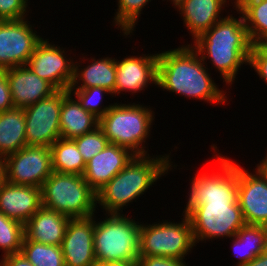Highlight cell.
I'll return each mask as SVG.
<instances>
[{
    "mask_svg": "<svg viewBox=\"0 0 267 266\" xmlns=\"http://www.w3.org/2000/svg\"><path fill=\"white\" fill-rule=\"evenodd\" d=\"M70 219L42 206L24 225V235L30 241L61 246Z\"/></svg>",
    "mask_w": 267,
    "mask_h": 266,
    "instance_id": "obj_19",
    "label": "cell"
},
{
    "mask_svg": "<svg viewBox=\"0 0 267 266\" xmlns=\"http://www.w3.org/2000/svg\"><path fill=\"white\" fill-rule=\"evenodd\" d=\"M233 7L242 14L252 44L267 42V0H235Z\"/></svg>",
    "mask_w": 267,
    "mask_h": 266,
    "instance_id": "obj_25",
    "label": "cell"
},
{
    "mask_svg": "<svg viewBox=\"0 0 267 266\" xmlns=\"http://www.w3.org/2000/svg\"><path fill=\"white\" fill-rule=\"evenodd\" d=\"M95 221L94 254L97 265L138 262L141 223L121 213H105Z\"/></svg>",
    "mask_w": 267,
    "mask_h": 266,
    "instance_id": "obj_5",
    "label": "cell"
},
{
    "mask_svg": "<svg viewBox=\"0 0 267 266\" xmlns=\"http://www.w3.org/2000/svg\"><path fill=\"white\" fill-rule=\"evenodd\" d=\"M242 266H267V249Z\"/></svg>",
    "mask_w": 267,
    "mask_h": 266,
    "instance_id": "obj_37",
    "label": "cell"
},
{
    "mask_svg": "<svg viewBox=\"0 0 267 266\" xmlns=\"http://www.w3.org/2000/svg\"><path fill=\"white\" fill-rule=\"evenodd\" d=\"M267 178V153L266 156L260 163L256 166Z\"/></svg>",
    "mask_w": 267,
    "mask_h": 266,
    "instance_id": "obj_38",
    "label": "cell"
},
{
    "mask_svg": "<svg viewBox=\"0 0 267 266\" xmlns=\"http://www.w3.org/2000/svg\"><path fill=\"white\" fill-rule=\"evenodd\" d=\"M237 266H242L253 260L267 249V227L245 224L238 233L231 238Z\"/></svg>",
    "mask_w": 267,
    "mask_h": 266,
    "instance_id": "obj_24",
    "label": "cell"
},
{
    "mask_svg": "<svg viewBox=\"0 0 267 266\" xmlns=\"http://www.w3.org/2000/svg\"><path fill=\"white\" fill-rule=\"evenodd\" d=\"M135 156L127 148L109 143L105 149L92 157L83 173L84 180L97 193Z\"/></svg>",
    "mask_w": 267,
    "mask_h": 266,
    "instance_id": "obj_16",
    "label": "cell"
},
{
    "mask_svg": "<svg viewBox=\"0 0 267 266\" xmlns=\"http://www.w3.org/2000/svg\"><path fill=\"white\" fill-rule=\"evenodd\" d=\"M118 104L114 103L99 119V127L110 143L127 148L135 155H148L144 144L150 136L155 112L143 104Z\"/></svg>",
    "mask_w": 267,
    "mask_h": 266,
    "instance_id": "obj_6",
    "label": "cell"
},
{
    "mask_svg": "<svg viewBox=\"0 0 267 266\" xmlns=\"http://www.w3.org/2000/svg\"><path fill=\"white\" fill-rule=\"evenodd\" d=\"M28 22L26 18L0 21V69L27 65L42 41Z\"/></svg>",
    "mask_w": 267,
    "mask_h": 266,
    "instance_id": "obj_11",
    "label": "cell"
},
{
    "mask_svg": "<svg viewBox=\"0 0 267 266\" xmlns=\"http://www.w3.org/2000/svg\"><path fill=\"white\" fill-rule=\"evenodd\" d=\"M24 236V225L0 212V250L4 253L2 257L20 253Z\"/></svg>",
    "mask_w": 267,
    "mask_h": 266,
    "instance_id": "obj_28",
    "label": "cell"
},
{
    "mask_svg": "<svg viewBox=\"0 0 267 266\" xmlns=\"http://www.w3.org/2000/svg\"><path fill=\"white\" fill-rule=\"evenodd\" d=\"M42 39L30 56L27 66L57 90H69L73 80L74 61L66 58V50Z\"/></svg>",
    "mask_w": 267,
    "mask_h": 266,
    "instance_id": "obj_12",
    "label": "cell"
},
{
    "mask_svg": "<svg viewBox=\"0 0 267 266\" xmlns=\"http://www.w3.org/2000/svg\"><path fill=\"white\" fill-rule=\"evenodd\" d=\"M62 90L24 108L27 146L50 147L60 135Z\"/></svg>",
    "mask_w": 267,
    "mask_h": 266,
    "instance_id": "obj_10",
    "label": "cell"
},
{
    "mask_svg": "<svg viewBox=\"0 0 267 266\" xmlns=\"http://www.w3.org/2000/svg\"><path fill=\"white\" fill-rule=\"evenodd\" d=\"M73 140L85 163L105 149L110 143L100 127H97L92 132L75 137Z\"/></svg>",
    "mask_w": 267,
    "mask_h": 266,
    "instance_id": "obj_31",
    "label": "cell"
},
{
    "mask_svg": "<svg viewBox=\"0 0 267 266\" xmlns=\"http://www.w3.org/2000/svg\"><path fill=\"white\" fill-rule=\"evenodd\" d=\"M20 253L33 266H65L61 246L30 241L24 236Z\"/></svg>",
    "mask_w": 267,
    "mask_h": 266,
    "instance_id": "obj_27",
    "label": "cell"
},
{
    "mask_svg": "<svg viewBox=\"0 0 267 266\" xmlns=\"http://www.w3.org/2000/svg\"><path fill=\"white\" fill-rule=\"evenodd\" d=\"M4 181H5L4 160L2 157H0V187Z\"/></svg>",
    "mask_w": 267,
    "mask_h": 266,
    "instance_id": "obj_39",
    "label": "cell"
},
{
    "mask_svg": "<svg viewBox=\"0 0 267 266\" xmlns=\"http://www.w3.org/2000/svg\"><path fill=\"white\" fill-rule=\"evenodd\" d=\"M91 60L93 62L83 68H79L80 62H74L73 80L69 89L102 87L113 96L116 85V59L103 57L96 60L92 57Z\"/></svg>",
    "mask_w": 267,
    "mask_h": 266,
    "instance_id": "obj_21",
    "label": "cell"
},
{
    "mask_svg": "<svg viewBox=\"0 0 267 266\" xmlns=\"http://www.w3.org/2000/svg\"><path fill=\"white\" fill-rule=\"evenodd\" d=\"M229 15L199 35L193 45L191 43L206 66L207 59L212 61L228 87L233 84L241 65H248L252 48L243 15L238 19Z\"/></svg>",
    "mask_w": 267,
    "mask_h": 266,
    "instance_id": "obj_3",
    "label": "cell"
},
{
    "mask_svg": "<svg viewBox=\"0 0 267 266\" xmlns=\"http://www.w3.org/2000/svg\"><path fill=\"white\" fill-rule=\"evenodd\" d=\"M28 0H0V21L20 20L27 16Z\"/></svg>",
    "mask_w": 267,
    "mask_h": 266,
    "instance_id": "obj_32",
    "label": "cell"
},
{
    "mask_svg": "<svg viewBox=\"0 0 267 266\" xmlns=\"http://www.w3.org/2000/svg\"><path fill=\"white\" fill-rule=\"evenodd\" d=\"M255 170L238 166V202L246 224L267 227V178Z\"/></svg>",
    "mask_w": 267,
    "mask_h": 266,
    "instance_id": "obj_13",
    "label": "cell"
},
{
    "mask_svg": "<svg viewBox=\"0 0 267 266\" xmlns=\"http://www.w3.org/2000/svg\"><path fill=\"white\" fill-rule=\"evenodd\" d=\"M208 70L190 44L182 45L158 53L157 85L163 91L167 90L188 99L195 98L223 105L227 101L226 92L219 89Z\"/></svg>",
    "mask_w": 267,
    "mask_h": 266,
    "instance_id": "obj_2",
    "label": "cell"
},
{
    "mask_svg": "<svg viewBox=\"0 0 267 266\" xmlns=\"http://www.w3.org/2000/svg\"><path fill=\"white\" fill-rule=\"evenodd\" d=\"M24 108L14 107L0 112V157L15 153L26 146Z\"/></svg>",
    "mask_w": 267,
    "mask_h": 266,
    "instance_id": "obj_23",
    "label": "cell"
},
{
    "mask_svg": "<svg viewBox=\"0 0 267 266\" xmlns=\"http://www.w3.org/2000/svg\"><path fill=\"white\" fill-rule=\"evenodd\" d=\"M151 0H118L117 3V12L115 13V17L113 22L115 25L120 28L124 36H128L135 30V24H137V20L141 16V11L143 8L149 4Z\"/></svg>",
    "mask_w": 267,
    "mask_h": 266,
    "instance_id": "obj_29",
    "label": "cell"
},
{
    "mask_svg": "<svg viewBox=\"0 0 267 266\" xmlns=\"http://www.w3.org/2000/svg\"><path fill=\"white\" fill-rule=\"evenodd\" d=\"M42 207L41 187L14 185L4 181L0 187V212L25 225Z\"/></svg>",
    "mask_w": 267,
    "mask_h": 266,
    "instance_id": "obj_18",
    "label": "cell"
},
{
    "mask_svg": "<svg viewBox=\"0 0 267 266\" xmlns=\"http://www.w3.org/2000/svg\"><path fill=\"white\" fill-rule=\"evenodd\" d=\"M42 206L70 218L93 216L97 193L83 175L53 172L41 187Z\"/></svg>",
    "mask_w": 267,
    "mask_h": 266,
    "instance_id": "obj_7",
    "label": "cell"
},
{
    "mask_svg": "<svg viewBox=\"0 0 267 266\" xmlns=\"http://www.w3.org/2000/svg\"><path fill=\"white\" fill-rule=\"evenodd\" d=\"M157 77L158 53L116 59L115 96L123 91L133 95L147 88L150 82L157 86Z\"/></svg>",
    "mask_w": 267,
    "mask_h": 266,
    "instance_id": "obj_15",
    "label": "cell"
},
{
    "mask_svg": "<svg viewBox=\"0 0 267 266\" xmlns=\"http://www.w3.org/2000/svg\"><path fill=\"white\" fill-rule=\"evenodd\" d=\"M5 181L14 185L42 187L54 172L51 148L46 146H24L3 158Z\"/></svg>",
    "mask_w": 267,
    "mask_h": 266,
    "instance_id": "obj_9",
    "label": "cell"
},
{
    "mask_svg": "<svg viewBox=\"0 0 267 266\" xmlns=\"http://www.w3.org/2000/svg\"><path fill=\"white\" fill-rule=\"evenodd\" d=\"M0 266H33L21 253L2 257Z\"/></svg>",
    "mask_w": 267,
    "mask_h": 266,
    "instance_id": "obj_36",
    "label": "cell"
},
{
    "mask_svg": "<svg viewBox=\"0 0 267 266\" xmlns=\"http://www.w3.org/2000/svg\"><path fill=\"white\" fill-rule=\"evenodd\" d=\"M248 65L267 83V42L252 44Z\"/></svg>",
    "mask_w": 267,
    "mask_h": 266,
    "instance_id": "obj_33",
    "label": "cell"
},
{
    "mask_svg": "<svg viewBox=\"0 0 267 266\" xmlns=\"http://www.w3.org/2000/svg\"><path fill=\"white\" fill-rule=\"evenodd\" d=\"M214 156L220 165L218 172L205 171L190 180L183 211L190 220L196 244L219 237L231 239L246 224L238 202L239 164L221 153Z\"/></svg>",
    "mask_w": 267,
    "mask_h": 266,
    "instance_id": "obj_1",
    "label": "cell"
},
{
    "mask_svg": "<svg viewBox=\"0 0 267 266\" xmlns=\"http://www.w3.org/2000/svg\"><path fill=\"white\" fill-rule=\"evenodd\" d=\"M14 108L7 79V69H0V112Z\"/></svg>",
    "mask_w": 267,
    "mask_h": 266,
    "instance_id": "obj_35",
    "label": "cell"
},
{
    "mask_svg": "<svg viewBox=\"0 0 267 266\" xmlns=\"http://www.w3.org/2000/svg\"><path fill=\"white\" fill-rule=\"evenodd\" d=\"M7 79L14 107L25 108L54 94L57 89L40 78L27 65L7 69Z\"/></svg>",
    "mask_w": 267,
    "mask_h": 266,
    "instance_id": "obj_17",
    "label": "cell"
},
{
    "mask_svg": "<svg viewBox=\"0 0 267 266\" xmlns=\"http://www.w3.org/2000/svg\"><path fill=\"white\" fill-rule=\"evenodd\" d=\"M169 1L173 2L172 3L173 6L175 5L174 8H177L179 10L185 4L186 0H169Z\"/></svg>",
    "mask_w": 267,
    "mask_h": 266,
    "instance_id": "obj_41",
    "label": "cell"
},
{
    "mask_svg": "<svg viewBox=\"0 0 267 266\" xmlns=\"http://www.w3.org/2000/svg\"><path fill=\"white\" fill-rule=\"evenodd\" d=\"M184 259L160 256H139L138 266H187Z\"/></svg>",
    "mask_w": 267,
    "mask_h": 266,
    "instance_id": "obj_34",
    "label": "cell"
},
{
    "mask_svg": "<svg viewBox=\"0 0 267 266\" xmlns=\"http://www.w3.org/2000/svg\"><path fill=\"white\" fill-rule=\"evenodd\" d=\"M68 90H62V107L60 113L61 138L73 139L92 132L99 127V119L81 107Z\"/></svg>",
    "mask_w": 267,
    "mask_h": 266,
    "instance_id": "obj_22",
    "label": "cell"
},
{
    "mask_svg": "<svg viewBox=\"0 0 267 266\" xmlns=\"http://www.w3.org/2000/svg\"><path fill=\"white\" fill-rule=\"evenodd\" d=\"M230 0H186L177 11L183 16V24L189 30L192 40L209 30L215 23L223 19L222 7L229 5ZM232 1V0H231ZM234 1V0H233ZM226 3V4H225Z\"/></svg>",
    "mask_w": 267,
    "mask_h": 266,
    "instance_id": "obj_20",
    "label": "cell"
},
{
    "mask_svg": "<svg viewBox=\"0 0 267 266\" xmlns=\"http://www.w3.org/2000/svg\"><path fill=\"white\" fill-rule=\"evenodd\" d=\"M68 91L72 95H75L74 98L77 99L82 108L93 114L98 119H100L113 105L109 104L105 107L104 105L103 107L100 105L104 94H111L112 96L111 92L102 87L69 89Z\"/></svg>",
    "mask_w": 267,
    "mask_h": 266,
    "instance_id": "obj_30",
    "label": "cell"
},
{
    "mask_svg": "<svg viewBox=\"0 0 267 266\" xmlns=\"http://www.w3.org/2000/svg\"><path fill=\"white\" fill-rule=\"evenodd\" d=\"M93 239L94 215L71 218L61 245L65 266H98Z\"/></svg>",
    "mask_w": 267,
    "mask_h": 266,
    "instance_id": "obj_14",
    "label": "cell"
},
{
    "mask_svg": "<svg viewBox=\"0 0 267 266\" xmlns=\"http://www.w3.org/2000/svg\"><path fill=\"white\" fill-rule=\"evenodd\" d=\"M50 148L54 172L83 175L86 163L73 139L59 138Z\"/></svg>",
    "mask_w": 267,
    "mask_h": 266,
    "instance_id": "obj_26",
    "label": "cell"
},
{
    "mask_svg": "<svg viewBox=\"0 0 267 266\" xmlns=\"http://www.w3.org/2000/svg\"><path fill=\"white\" fill-rule=\"evenodd\" d=\"M98 266H138V262L102 264Z\"/></svg>",
    "mask_w": 267,
    "mask_h": 266,
    "instance_id": "obj_40",
    "label": "cell"
},
{
    "mask_svg": "<svg viewBox=\"0 0 267 266\" xmlns=\"http://www.w3.org/2000/svg\"><path fill=\"white\" fill-rule=\"evenodd\" d=\"M181 222L163 220L141 224L139 256L185 259L196 246L190 220L182 214Z\"/></svg>",
    "mask_w": 267,
    "mask_h": 266,
    "instance_id": "obj_8",
    "label": "cell"
},
{
    "mask_svg": "<svg viewBox=\"0 0 267 266\" xmlns=\"http://www.w3.org/2000/svg\"><path fill=\"white\" fill-rule=\"evenodd\" d=\"M170 155H135L97 192V204L107 214L122 213L124 206L139 199L162 175L175 169L177 165L172 164Z\"/></svg>",
    "mask_w": 267,
    "mask_h": 266,
    "instance_id": "obj_4",
    "label": "cell"
}]
</instances>
